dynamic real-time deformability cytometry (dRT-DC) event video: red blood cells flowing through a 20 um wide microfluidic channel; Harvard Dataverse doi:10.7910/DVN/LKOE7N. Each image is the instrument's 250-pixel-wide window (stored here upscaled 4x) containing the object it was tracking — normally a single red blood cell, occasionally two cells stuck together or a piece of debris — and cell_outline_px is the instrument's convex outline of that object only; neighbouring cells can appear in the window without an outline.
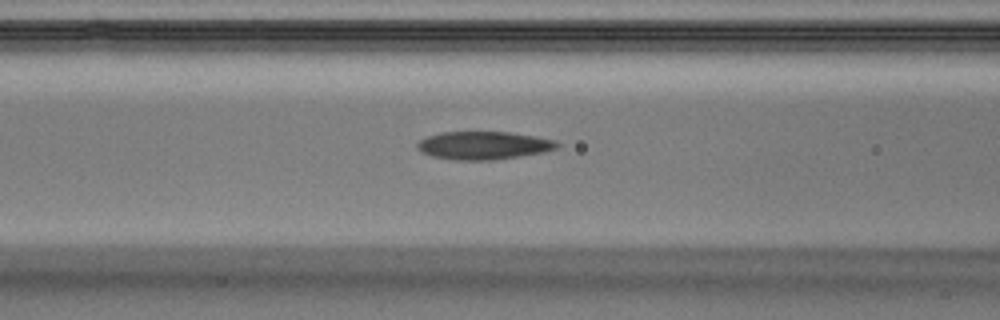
{"species": "Egyptian fruit bat (a non-hibernating species)", "species_latin": "Rousettus aegyptiacus", "temperature_condition": "warm", "stored_images_in_passage": 28, "camera_frame_rate_fps": 3000, "um_per_image_px": 0.085, "animal": {"sex": "male"}, "frame": {"image": 1, "passage_image": 5, "time_ms": 1.333, "image_size_px": [1000, 320], "cell_outline_px": [[560, 144], [556, 148], [544, 152], [492, 160], [456, 160], [432, 156], [420, 152], [416, 148], [416, 144], [420, 140], [428, 136], [440, 132], [508, 132], [532, 136], [552, 140]], "centroid_in_image_um": [41.03, 12.36], "position_along_channel_um": 125.6, "area_um2": 22.6}}
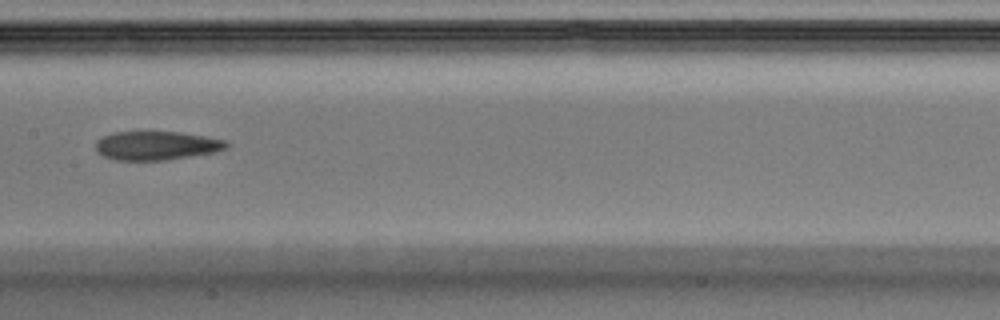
{"frame": {"image": 2, "passage_image": 9, "time_ms": 2.667, "image_size_px": [1000, 320], "cell_outline_px": [[228, 148], [216, 152], [168, 160], [116, 160], [104, 156], [96, 152], [96, 140], [112, 132], [180, 132], [204, 136], [224, 140], [228, 144]], "centroid_in_image_um": [13.3, 12.38], "position_along_channel_um": 194.1, "area_um2": 21.96}}
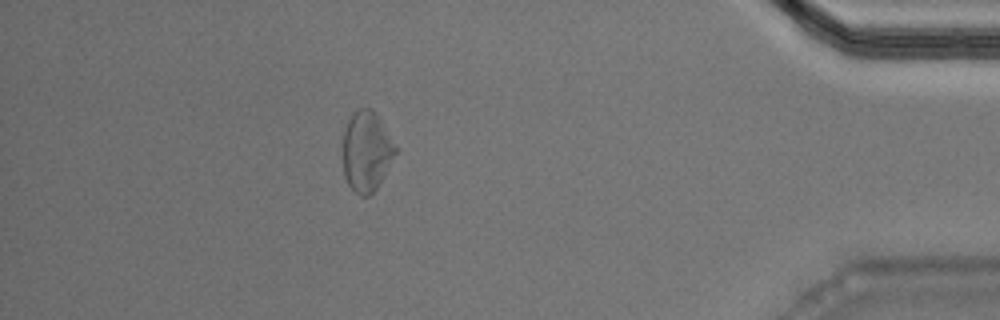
{"frame": {"image": 3, "passage_image": 24, "time_ms": 7.667, "image_size_px": [1000, 320], "cell_outline_px": [[400, 148], [376, 188], [368, 196], [360, 196], [348, 184], [344, 176], [344, 128], [348, 120], [360, 108], [372, 108], [376, 112]], "centroid_in_image_um": [31.2, 12.84], "position_along_channel_um": 404.0, "area_um2": 24.68}}